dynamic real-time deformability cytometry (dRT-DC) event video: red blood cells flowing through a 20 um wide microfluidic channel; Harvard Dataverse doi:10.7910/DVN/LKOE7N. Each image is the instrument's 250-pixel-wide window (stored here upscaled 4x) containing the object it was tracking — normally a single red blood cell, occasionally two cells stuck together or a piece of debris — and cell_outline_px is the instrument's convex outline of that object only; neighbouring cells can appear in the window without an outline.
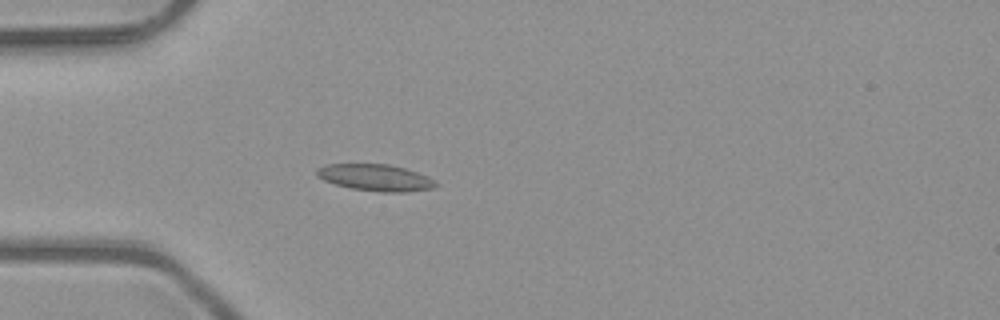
{"species": "common noctule bat (a hibernating species)", "species_latin": "Nyctalus noctula", "temperature_condition": "room temperature", "stored_images_in_passage": 4, "camera_frame_rate_fps": 3000, "um_per_image_px": 0.085, "animal": {"sex": "male", "body_mass_g": 23.1, "forearm_length_mm": 52.7}, "frame": {"image": 1, "passage_image": 4, "time_ms": 1.0, "image_size_px": [1000, 320], "cell_outline_px": [[440, 184], [432, 188], [404, 192], [380, 192], [352, 188], [336, 184], [324, 180], [316, 176], [316, 168], [324, 164], [388, 164], [404, 168], [428, 176], [436, 180]], "centroid_in_image_um": [31.91, 15.09], "position_along_channel_um": 53.1, "area_um2": 18.5}}